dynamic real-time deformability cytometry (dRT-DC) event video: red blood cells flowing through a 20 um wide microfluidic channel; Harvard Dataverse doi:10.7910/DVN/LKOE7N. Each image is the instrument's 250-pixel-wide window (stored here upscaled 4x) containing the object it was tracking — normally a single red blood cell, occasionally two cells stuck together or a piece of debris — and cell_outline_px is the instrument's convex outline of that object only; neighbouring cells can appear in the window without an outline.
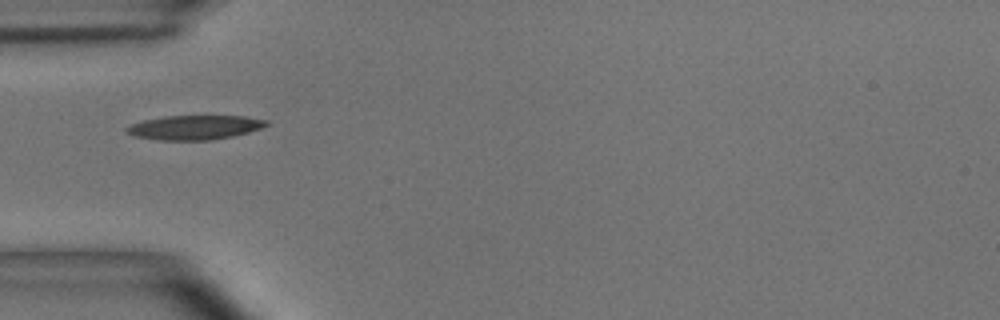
{"species": "common noctule bat (a hibernating species)", "species_latin": "Nyctalus noctula", "temperature_condition": "room temperature", "stored_images_in_passage": 3, "camera_frame_rate_fps": 3000, "um_per_image_px": 0.085, "animal": {"sex": "male", "body_mass_g": 15.6}, "frame": {"image": 1, "passage_image": 1, "time_ms": 0.0, "image_size_px": [1000, 320], "cell_outline_px": [[268, 124], [260, 128], [248, 132], [232, 136], [212, 140], [156, 140], [132, 136], [124, 132], [124, 128], [132, 124], [144, 120], [164, 116], [244, 116], [268, 120]], "centroid_in_image_um": [16.48, 10.83], "position_along_channel_um": 68.5, "area_um2": 19.88}}
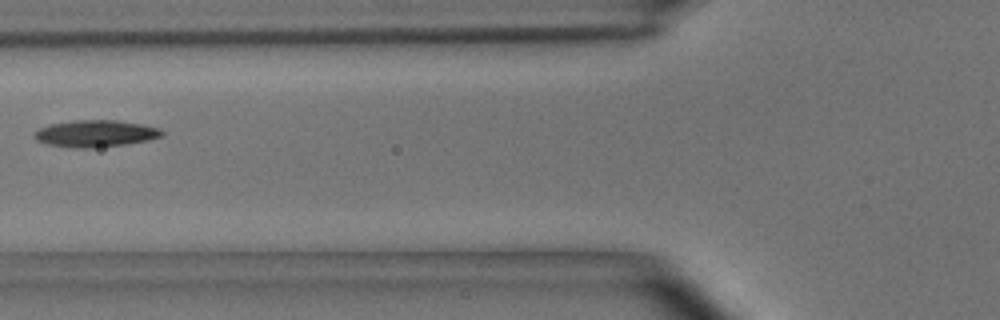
{"frame": {"image": 2, "passage_image": 2, "time_ms": 0.333, "image_size_px": [1000, 320], "cell_outline_px": [[164, 136], [148, 140], [128, 144], [92, 148], [72, 148], [48, 144], [36, 140], [32, 136], [32, 132], [40, 128], [52, 124], [72, 120], [116, 120], [140, 124], [160, 128], [164, 132]], "centroid_in_image_um": [8.11, 11.36], "position_along_channel_um": 117.7, "area_um2": 20.11}}